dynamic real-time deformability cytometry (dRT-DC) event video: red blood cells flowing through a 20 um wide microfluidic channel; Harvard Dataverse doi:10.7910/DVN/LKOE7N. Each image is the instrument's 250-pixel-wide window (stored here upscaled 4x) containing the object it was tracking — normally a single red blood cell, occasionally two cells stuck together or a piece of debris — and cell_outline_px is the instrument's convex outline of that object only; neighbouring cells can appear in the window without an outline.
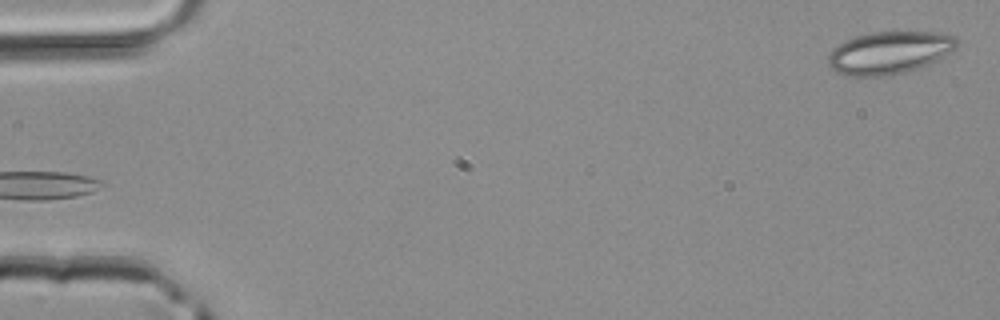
{"species": "common noctule bat (a hibernating species)", "species_latin": "Nyctalus noctula", "temperature_condition": "room temperature", "stored_images_in_passage": 3, "camera_frame_rate_fps": 3000, "um_per_image_px": 0.085, "animal": {"sex": "male", "body_mass_g": 20.4}, "frame": {"image": 1, "passage_image": 3, "time_ms": 0.667, "image_size_px": [1000, 320], "cell_outline_px": [[960, 44], [956, 48], [936, 60], [928, 64], [904, 72], [888, 76], [848, 76], [836, 72], [828, 64], [828, 56], [832, 48], [844, 40], [856, 36], [872, 32], [940, 32], [956, 36], [960, 40]], "centroid_in_image_um": [75.6, 4.46], "position_along_channel_um": 9.4, "area_um2": 32.08}}